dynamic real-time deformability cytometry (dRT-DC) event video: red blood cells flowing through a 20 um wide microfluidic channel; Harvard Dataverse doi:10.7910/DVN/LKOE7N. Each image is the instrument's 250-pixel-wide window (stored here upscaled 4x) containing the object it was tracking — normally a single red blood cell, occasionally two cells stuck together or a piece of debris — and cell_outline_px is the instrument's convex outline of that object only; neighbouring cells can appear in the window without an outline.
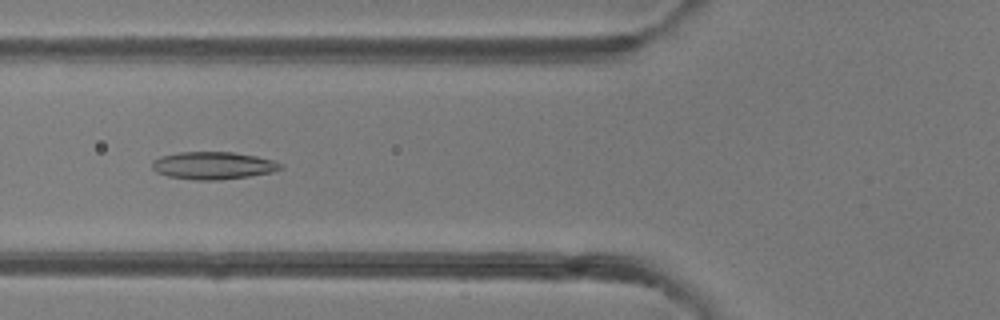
{"species": "common noctule bat (a hibernating species)", "species_latin": "Nyctalus noctula", "temperature_condition": "room temperature", "stored_images_in_passage": 41, "camera_frame_rate_fps": 3000, "um_per_image_px": 0.085, "animal": {"sex": "female"}, "frame": {"image": 1, "passage_image": 11, "time_ms": 3.333, "image_size_px": [1000, 320], "cell_outline_px": [[284, 168], [272, 172], [248, 176], [220, 180], [196, 180], [168, 176], [156, 172], [152, 168], [152, 160], [160, 156], [180, 152], [232, 152], [256, 156], [272, 160], [280, 164]], "centroid_in_image_um": [18.09, 14.07], "position_along_channel_um": 107.7, "area_um2": 20.52}}
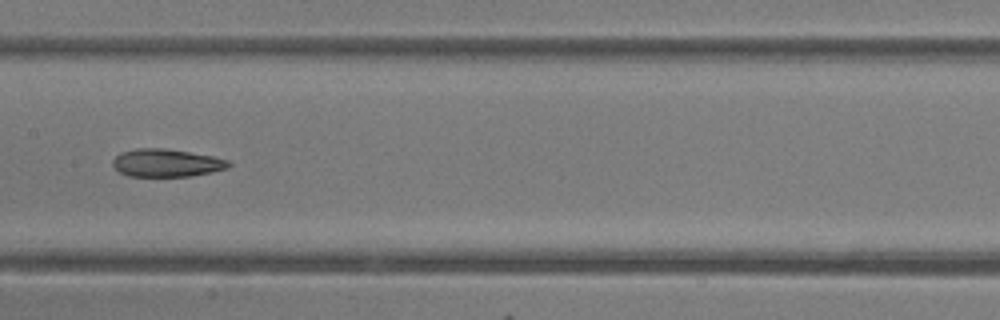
{"frame": {"image": 2, "passage_image": 17, "time_ms": 5.333, "image_size_px": [1000, 320], "cell_outline_px": [[232, 164], [228, 168], [212, 172], [192, 176], [128, 176], [120, 172], [112, 164], [112, 160], [120, 152], [136, 148], [164, 148], [212, 156], [228, 160]], "centroid_in_image_um": [14.15, 13.84], "position_along_channel_um": 193.3, "area_um2": 18.79}}
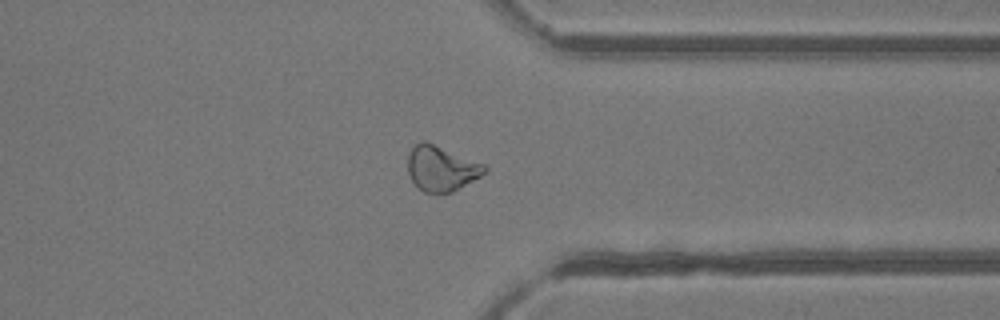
{"frame": {"image": 3, "passage_image": 30, "time_ms": 9.667, "image_size_px": [1000, 320], "cell_outline_px": [[488, 172], [452, 192], [424, 192], [412, 180], [408, 172], [408, 152], [420, 140], [424, 140], [484, 164], [488, 168]], "centroid_in_image_um": [37.52, 14.3], "position_along_channel_um": 373.9, "area_um2": 20.0}, "authors_computed_cell_mechanics": {"area_um2": 20.519, "velocity_mm_per_s": 4.2525, "shape_relaxation_time_tau1_ms": null, "shape_relaxation_time_tau2_ms": 5.1313, "deformation_change_tau1": null, "deformation_change_tau2": 0.1404}}